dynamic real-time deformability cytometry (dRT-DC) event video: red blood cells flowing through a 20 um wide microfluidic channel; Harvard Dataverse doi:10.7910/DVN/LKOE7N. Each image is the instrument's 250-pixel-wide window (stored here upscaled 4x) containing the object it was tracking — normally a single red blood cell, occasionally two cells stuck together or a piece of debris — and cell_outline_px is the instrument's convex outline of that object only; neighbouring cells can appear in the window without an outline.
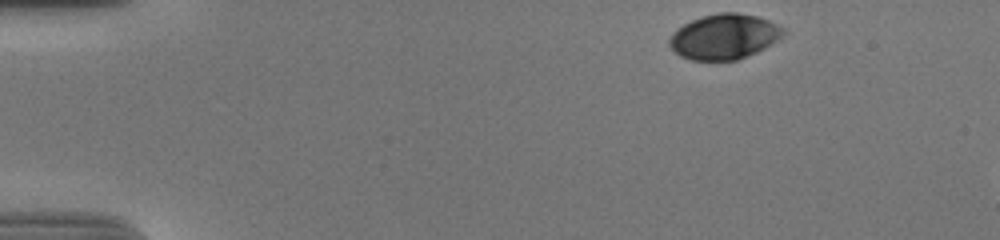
{"species": "human", "species_latin": "Homo sapiens", "temperature_condition": "cold", "stored_images_in_passage": 9, "camera_frame_rate_fps": 3000, "um_per_image_px": 0.085, "donor": {"sex": "male"}, "frame": {"image": 1, "passage_image": 1, "time_ms": 0.0, "image_size_px": [1000, 240], "cell_outline_px": [[784, 36], [764, 48], [756, 52], [736, 60], [692, 60], [680, 56], [668, 44], [668, 40], [672, 32], [684, 24], [700, 16], [720, 12], [736, 12], [756, 16], [768, 20], [784, 28]], "centroid_in_image_um": [61.54, 3.1], "position_along_channel_um": 23.5, "area_um2": 29.94}}